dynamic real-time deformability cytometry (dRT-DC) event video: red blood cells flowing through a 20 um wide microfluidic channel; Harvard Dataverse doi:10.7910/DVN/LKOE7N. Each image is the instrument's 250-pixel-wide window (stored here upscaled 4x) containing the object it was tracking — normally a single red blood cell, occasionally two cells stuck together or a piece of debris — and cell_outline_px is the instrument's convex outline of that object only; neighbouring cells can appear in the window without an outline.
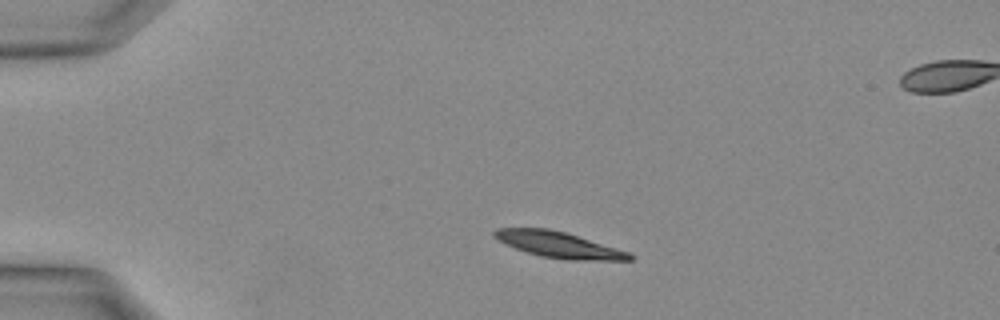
{"species": "Egyptian fruit bat (a non-hibernating species)", "species_latin": "Rousettus aegyptiacus", "temperature_condition": "warm", "stored_images_in_passage": 13, "camera_frame_rate_fps": 3000, "um_per_image_px": 0.085, "animal": {"sex": "female"}, "frame": {"image": 1, "passage_image": 1, "time_ms": 0.0, "image_size_px": [1000, 320], "cell_outline_px": [[636, 256], [632, 260], [568, 260], [540, 256], [504, 244], [496, 240], [492, 236], [492, 232], [496, 228], [548, 228], [564, 232], [616, 248], [628, 252]], "centroid_in_image_um": [47.44, 20.8], "position_along_channel_um": 37.6, "area_um2": 20.35}}
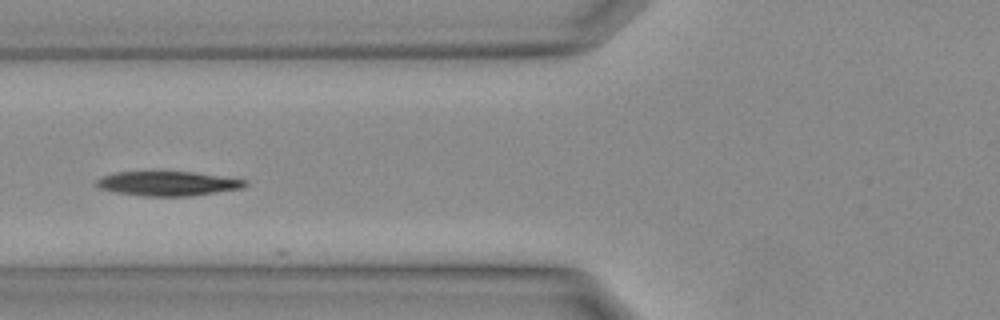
{"frame": {"image": 2, "passage_image": 7, "time_ms": 2.0, "image_size_px": [1000, 320], "cell_outline_px": [[248, 184], [244, 188], [192, 196], [144, 196], [116, 192], [100, 188], [96, 184], [96, 180], [104, 176], [116, 172], [192, 172], [248, 180]], "centroid_in_image_um": [14.32, 15.61], "position_along_channel_um": 111.5, "area_um2": 21.04}}
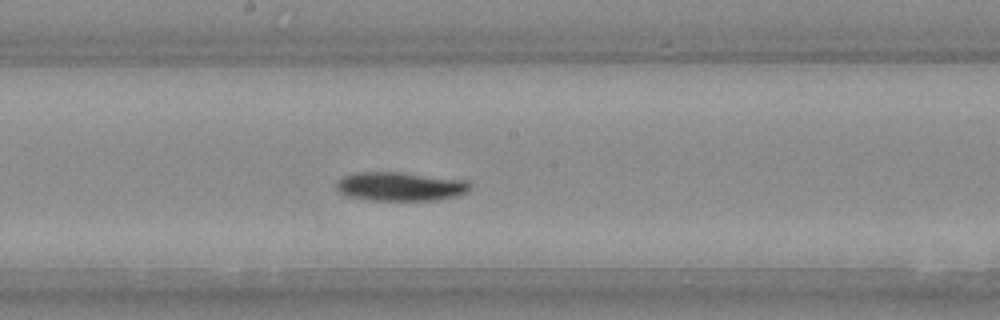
{"frame": {"image": 3, "passage_image": 12, "time_ms": 3.667, "image_size_px": [1000, 320], "cell_outline_px": [[472, 188], [468, 192], [456, 196], [440, 200], [372, 200], [348, 196], [336, 192], [336, 180], [340, 176], [356, 172], [400, 172], [464, 180], [472, 184]], "centroid_in_image_um": [33.99, 15.85], "position_along_channel_um": 214.2, "area_um2": 22.77}}